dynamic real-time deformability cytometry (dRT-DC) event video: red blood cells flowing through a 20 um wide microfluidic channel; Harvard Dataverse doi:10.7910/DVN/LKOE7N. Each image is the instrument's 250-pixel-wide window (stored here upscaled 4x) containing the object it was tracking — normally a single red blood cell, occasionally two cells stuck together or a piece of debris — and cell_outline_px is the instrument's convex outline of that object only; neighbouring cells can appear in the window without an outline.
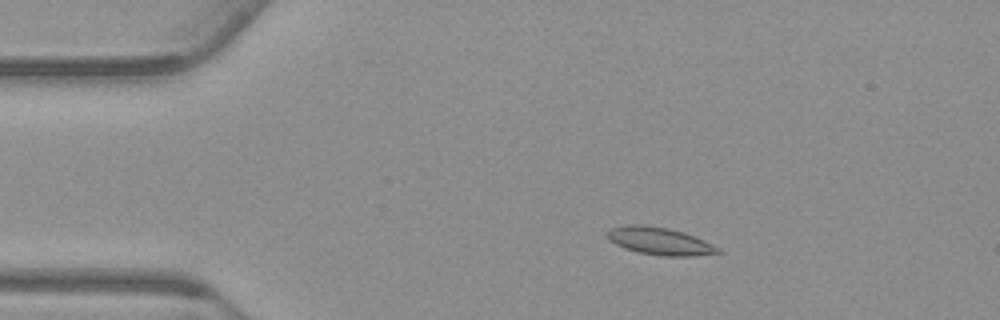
{"species": "common noctule bat (a hibernating species)", "species_latin": "Nyctalus noctula", "temperature_condition": "warm", "stored_images_in_passage": 55, "camera_frame_rate_fps": 3000, "um_per_image_px": 0.085, "animal": {"sex": "male", "body_mass_g": 23.1, "forearm_length_mm": 52.7}, "frame": {"image": 1, "passage_image": 10, "time_ms": 3.0, "image_size_px": [1000, 320], "cell_outline_px": [[724, 252], [692, 256], [664, 256], [636, 252], [624, 248], [616, 244], [608, 236], [608, 232], [612, 228], [628, 224], [644, 224], [668, 228], [684, 232], [704, 240], [720, 248]], "centroid_in_image_um": [56.12, 20.49], "position_along_channel_um": 28.9, "area_um2": 17.69}}
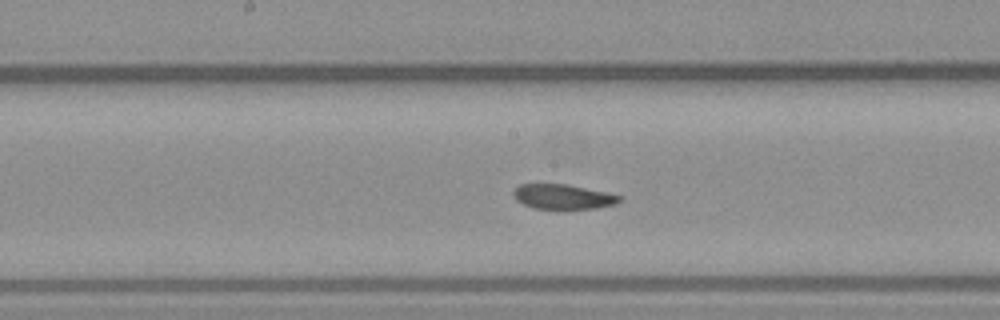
{"frame": {"image": 2, "passage_image": 28, "time_ms": 9.0, "image_size_px": [1000, 320], "cell_outline_px": [[624, 200], [616, 204], [596, 208], [532, 208], [516, 200], [512, 192], [520, 184], [568, 184], [608, 192], [624, 196]], "centroid_in_image_um": [47.93, 16.71], "position_along_channel_um": 200.3, "area_um2": 15.43}}
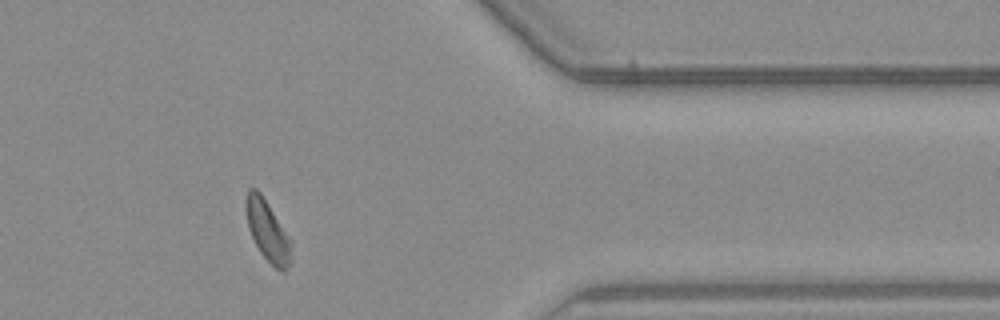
{"frame": {"image": 3, "passage_image": 45, "time_ms": 14.667, "image_size_px": [1000, 320], "cell_outline_px": [[292, 264], [284, 272], [276, 268], [260, 252], [248, 228], [244, 208], [244, 200], [248, 188], [256, 188], [260, 192], [292, 240]], "centroid_in_image_um": [22.75, 19.62], "position_along_channel_um": 388.6, "area_um2": 16.36}, "authors_computed_cell_mechanics": {"area_um2": 16.6464, "velocity_mm_per_s": 3.7397, "shape_relaxation_time_tau1_ms": null, "shape_relaxation_time_tau2_ms": 2.492, "deformation_change_tau1": null, "deformation_change_tau2": 0.056}}